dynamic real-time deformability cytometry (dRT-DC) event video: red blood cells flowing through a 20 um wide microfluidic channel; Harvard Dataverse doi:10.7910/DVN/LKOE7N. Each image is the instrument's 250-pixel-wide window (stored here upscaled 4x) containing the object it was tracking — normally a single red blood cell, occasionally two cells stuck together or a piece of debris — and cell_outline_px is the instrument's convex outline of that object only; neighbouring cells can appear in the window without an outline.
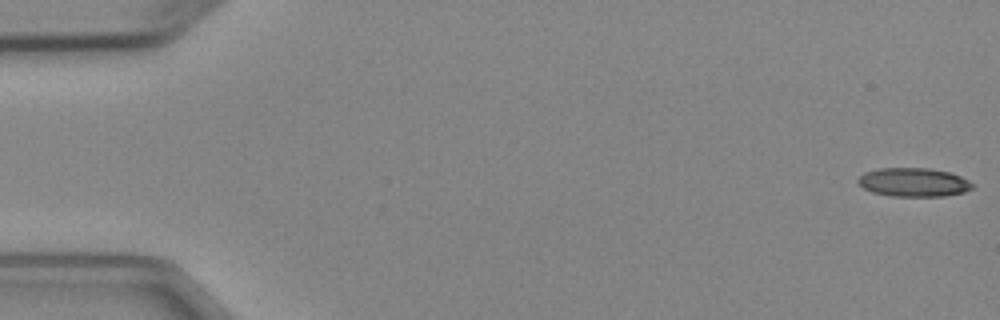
{"species": "Egyptian fruit bat (a non-hibernating species)", "species_latin": "Rousettus aegyptiacus", "temperature_condition": "cold", "stored_images_in_passage": 4, "camera_frame_rate_fps": 3000, "um_per_image_px": 0.085, "animal": {"sex": "female"}, "frame": {"image": 1, "passage_image": 1, "time_ms": 0.0, "image_size_px": [1000, 320], "cell_outline_px": [[976, 184], [972, 188], [964, 192], [944, 196], [892, 196], [872, 192], [864, 188], [856, 180], [864, 172], [880, 168], [928, 168], [948, 172], [960, 176]], "centroid_in_image_um": [77.66, 15.49], "position_along_channel_um": 7.3, "area_um2": 19.13}}
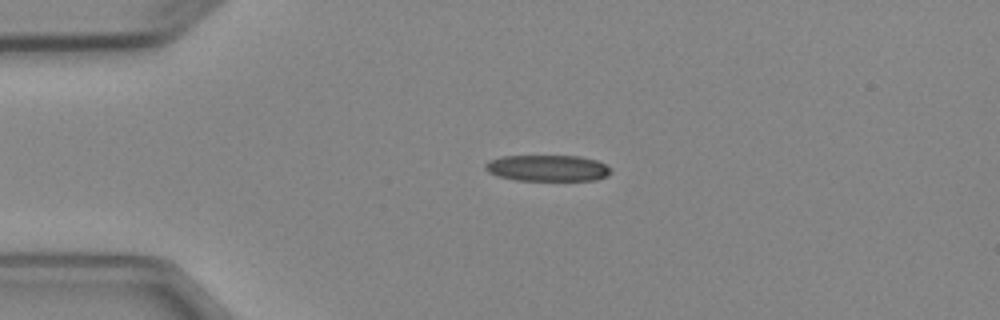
{"frame": {"image": 2, "passage_image": 4, "time_ms": 3.667, "image_size_px": [1000, 320], "cell_outline_px": [[612, 172], [608, 176], [596, 180], [516, 180], [496, 176], [488, 172], [484, 168], [484, 164], [488, 160], [500, 156], [580, 156], [596, 160], [612, 168]], "centroid_in_image_um": [46.53, 14.29], "position_along_channel_um": 38.5, "area_um2": 19.42}}